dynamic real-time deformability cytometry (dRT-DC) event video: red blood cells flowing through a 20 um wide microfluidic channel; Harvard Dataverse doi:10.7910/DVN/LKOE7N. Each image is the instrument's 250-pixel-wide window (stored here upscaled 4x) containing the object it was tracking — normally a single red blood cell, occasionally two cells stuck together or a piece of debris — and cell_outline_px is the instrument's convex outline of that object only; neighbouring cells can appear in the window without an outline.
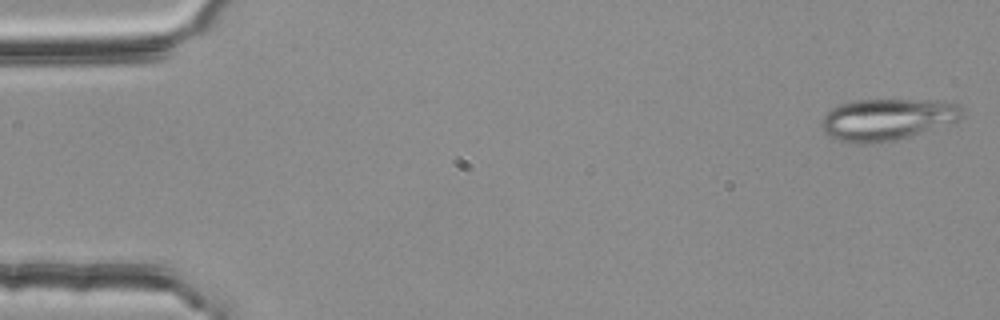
{"species": "common noctule bat (a hibernating species)", "species_latin": "Nyctalus noctula", "temperature_condition": "room temperature", "stored_images_in_passage": 53, "segment_of_instrument_passage": [1, 2], "camera_frame_rate_fps": 3000, "um_per_image_px": 0.085, "animal": {"sex": "female", "body_mass_g": 25.1}, "frame": {"image": 1, "passage_image": 1, "time_ms": 0.0, "image_size_px": [1000, 320], "cell_outline_px": [[964, 116], [960, 120], [904, 136], [888, 140], [840, 140], [828, 136], [824, 132], [820, 124], [820, 120], [832, 108], [840, 104], [856, 100], [952, 100], [960, 104], [964, 108]], "centroid_in_image_um": [75.48, 10.06], "position_along_channel_um": 9.5, "area_um2": 33.12}}